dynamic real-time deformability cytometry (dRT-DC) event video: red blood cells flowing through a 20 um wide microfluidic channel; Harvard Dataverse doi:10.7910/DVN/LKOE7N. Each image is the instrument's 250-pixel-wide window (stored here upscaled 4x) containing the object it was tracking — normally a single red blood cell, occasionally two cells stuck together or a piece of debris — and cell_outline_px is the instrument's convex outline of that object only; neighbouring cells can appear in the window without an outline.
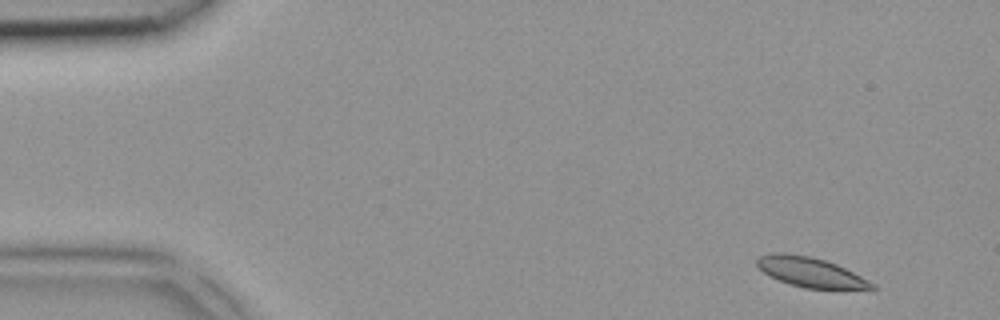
{"species": "common noctule bat (a hibernating species)", "species_latin": "Nyctalus noctula", "temperature_condition": "room temperature", "stored_images_in_passage": 5, "camera_frame_rate_fps": 3000, "um_per_image_px": 0.085, "animal": {"sex": "female", "body_mass_g": 18.4}, "frame": {"image": 1, "passage_image": 1, "time_ms": 0.0, "image_size_px": [1000, 320], "cell_outline_px": [[876, 288], [804, 288], [788, 284], [768, 276], [756, 264], [756, 260], [760, 256], [768, 252], [784, 252], [808, 256], [824, 260], [836, 264], [876, 284]], "centroid_in_image_um": [68.81, 23.12], "position_along_channel_um": 16.2, "area_um2": 19.71}}
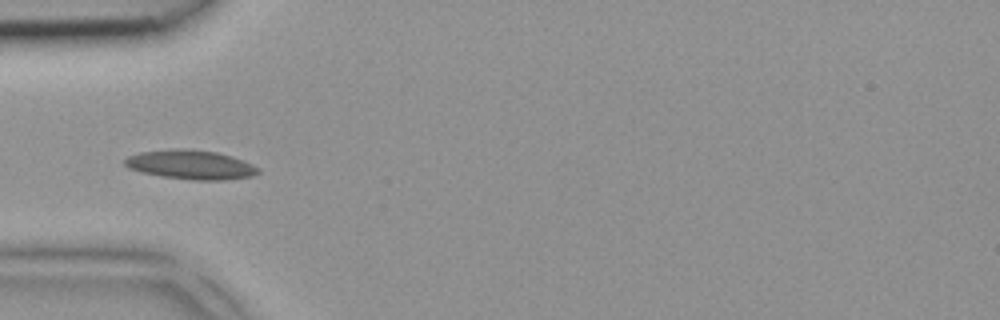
{"frame": {"image": 2, "passage_image": 4, "time_ms": 1.0, "image_size_px": [1000, 320], "cell_outline_px": [[260, 172], [252, 176], [224, 180], [192, 180], [160, 176], [140, 172], [128, 168], [124, 164], [124, 160], [128, 156], [140, 152], [172, 148], [192, 148], [216, 152], [232, 156], [244, 160], [260, 168]], "centroid_in_image_um": [16.21, 13.99], "position_along_channel_um": 68.8, "area_um2": 23.06}}